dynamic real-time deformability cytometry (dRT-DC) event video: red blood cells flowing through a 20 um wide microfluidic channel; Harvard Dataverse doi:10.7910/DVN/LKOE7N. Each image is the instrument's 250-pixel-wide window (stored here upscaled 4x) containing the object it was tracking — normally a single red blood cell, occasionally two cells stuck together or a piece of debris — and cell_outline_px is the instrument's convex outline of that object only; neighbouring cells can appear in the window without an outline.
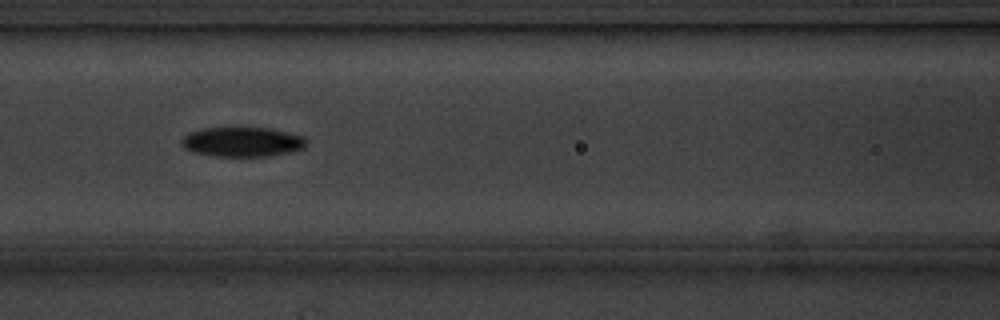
{"species": "common noctule bat (a hibernating species)", "species_latin": "Nyctalus noctula", "temperature_condition": "cold", "stored_images_in_passage": 4, "camera_frame_rate_fps": 3000, "um_per_image_px": 0.085, "animal": {"sex": "male", "body_mass_g": 20.1, "forearm_length_mm": 53.5}, "frame": {"image": 1, "passage_image": 3, "time_ms": 2.333, "image_size_px": [1000, 320], "cell_outline_px": [[304, 148], [288, 152], [268, 156], [216, 156], [192, 152], [184, 148], [180, 144], [180, 140], [188, 132], [200, 128], [272, 128], [304, 136]], "centroid_in_image_um": [20.53, 12.05], "position_along_channel_um": 146.1, "area_um2": 21.56}}